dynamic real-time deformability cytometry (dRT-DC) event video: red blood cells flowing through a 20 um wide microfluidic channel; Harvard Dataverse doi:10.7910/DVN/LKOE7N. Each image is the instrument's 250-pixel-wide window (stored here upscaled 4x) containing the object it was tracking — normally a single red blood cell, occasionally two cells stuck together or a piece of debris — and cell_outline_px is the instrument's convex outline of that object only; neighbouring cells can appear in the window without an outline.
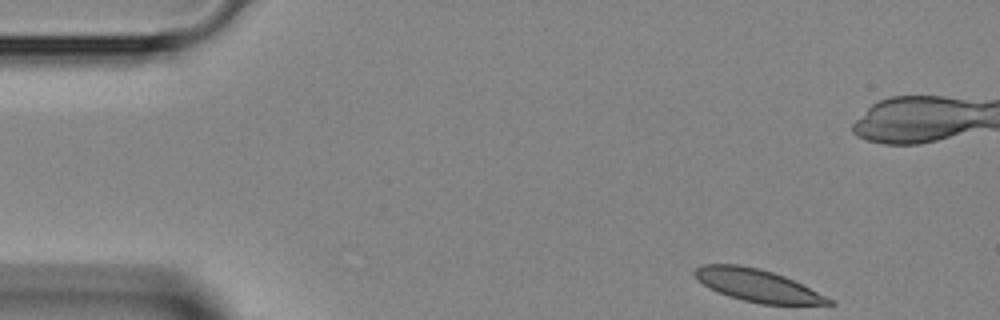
{"species": "Egyptian fruit bat (a non-hibernating species)", "species_latin": "Rousettus aegyptiacus", "temperature_condition": "room temperature", "stored_images_in_passage": 39, "camera_frame_rate_fps": 3000, "um_per_image_px": 0.085, "animal": {"sex": "female"}, "frame": {"image": 1, "passage_image": 1, "time_ms": 0.0, "image_size_px": [1000, 320], "cell_outline_px": [[836, 304], [760, 304], [728, 296], [716, 292], [708, 288], [696, 280], [692, 272], [696, 268], [704, 264], [740, 264], [760, 268], [784, 276], [836, 300]], "centroid_in_image_um": [64.35, 24.25], "position_along_channel_um": 20.7, "area_um2": 25.49}}
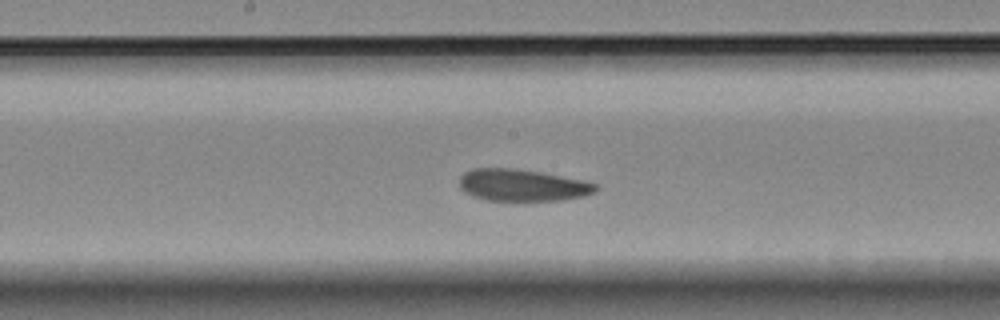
{"frame": {"image": 2, "passage_image": 19, "time_ms": 6.0, "image_size_px": [1000, 320], "cell_outline_px": [[600, 188], [596, 192], [584, 196], [564, 200], [488, 200], [472, 196], [464, 192], [460, 188], [460, 176], [464, 172], [472, 168], [512, 168], [540, 172], [584, 180], [596, 184]], "centroid_in_image_um": [44.41, 15.74], "position_along_channel_um": 203.8, "area_um2": 25.43}}
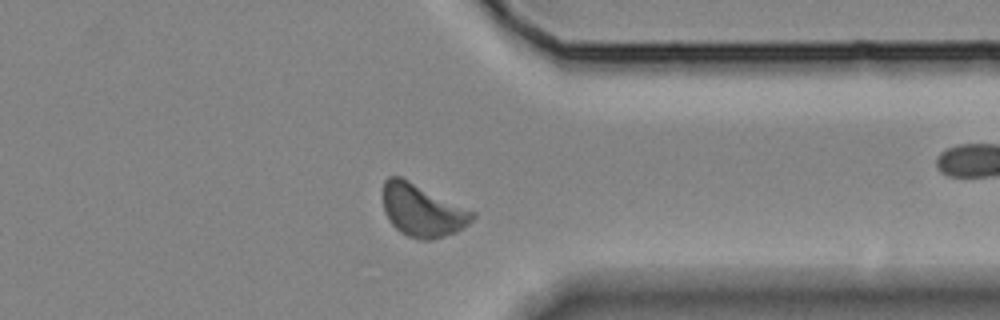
{"frame": {"image": 3, "passage_image": 31, "time_ms": 10.0, "image_size_px": [1000, 320], "cell_outline_px": [[476, 216], [464, 228], [456, 232], [432, 240], [420, 240], [408, 236], [400, 232], [392, 224], [384, 212], [384, 180], [388, 176], [400, 176], [476, 212]], "centroid_in_image_um": [35.91, 17.89], "position_along_channel_um": 375.5, "area_um2": 27.28}}